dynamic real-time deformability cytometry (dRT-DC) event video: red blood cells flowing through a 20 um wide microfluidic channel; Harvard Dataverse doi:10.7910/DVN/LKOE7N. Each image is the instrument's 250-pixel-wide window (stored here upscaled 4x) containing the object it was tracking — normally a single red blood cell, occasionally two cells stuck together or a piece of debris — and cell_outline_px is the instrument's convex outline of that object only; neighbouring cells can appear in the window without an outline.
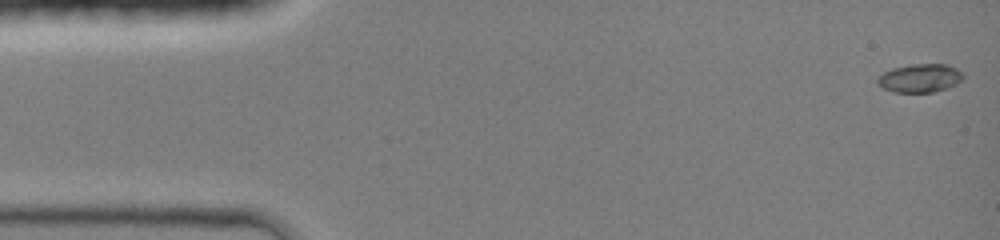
{"species": "common noctule bat (a hibernating species)", "species_latin": "Nyctalus noctula", "temperature_condition": "room temperature", "stored_images_in_passage": 45, "camera_frame_rate_fps": 3000, "um_per_image_px": 0.085, "animal": {"sex": "female", "body_mass_g": 19.0, "forearm_length_mm": 51.5}, "frame": {"image": 1, "passage_image": 1, "time_ms": 0.0, "image_size_px": [1000, 240], "cell_outline_px": [[964, 76], [956, 84], [948, 88], [932, 92], [892, 92], [884, 88], [876, 80], [884, 72], [892, 68], [912, 64], [948, 64], [956, 68]], "centroid_in_image_um": [78.21, 6.63], "position_along_channel_um": 6.8, "area_um2": 14.05}}
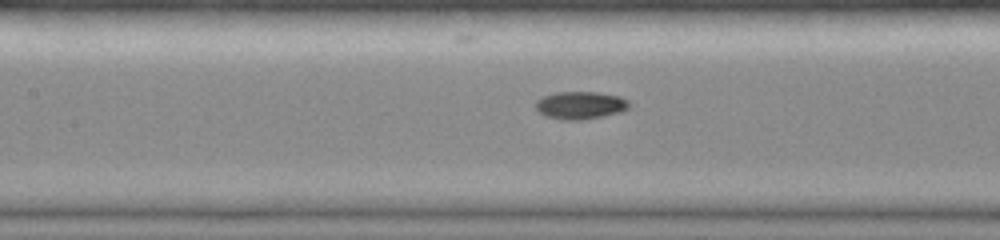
{"frame": {"image": 2, "passage_image": 20, "time_ms": 6.333, "image_size_px": [1000, 240], "cell_outline_px": [[628, 108], [620, 112], [584, 120], [560, 120], [548, 116], [540, 112], [536, 108], [536, 100], [544, 96], [556, 92], [596, 92], [620, 96], [628, 100]], "centroid_in_image_um": [49.33, 8.95], "position_along_channel_um": 158.1, "area_um2": 14.97}}
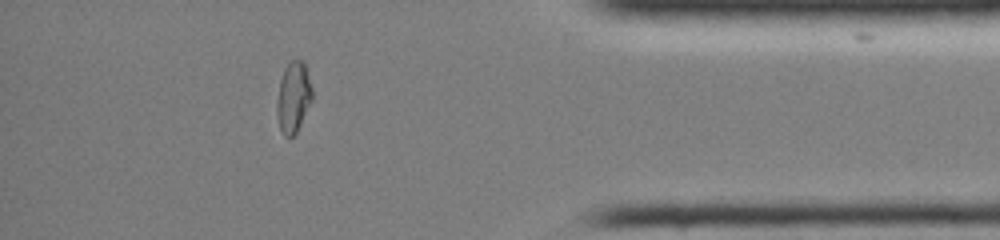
{"frame": {"image": 3, "passage_image": 39, "time_ms": 12.667, "image_size_px": [1000, 240], "cell_outline_px": [[312, 100], [296, 132], [292, 136], [284, 136], [280, 128], [276, 112], [276, 100], [280, 80], [284, 68], [292, 60], [304, 60], [312, 88]], "centroid_in_image_um": [24.93, 8.23], "position_along_channel_um": 410.3, "area_um2": 14.51}, "authors_computed_cell_mechanics": {"area_um2": 14.3922, "velocity_mm_per_s": 4.3182, "shape_relaxation_time_tau1_ms": null, "shape_relaxation_time_tau2_ms": 1.7093, "deformation_change_tau1": null, "deformation_change_tau2": 0.0451}}